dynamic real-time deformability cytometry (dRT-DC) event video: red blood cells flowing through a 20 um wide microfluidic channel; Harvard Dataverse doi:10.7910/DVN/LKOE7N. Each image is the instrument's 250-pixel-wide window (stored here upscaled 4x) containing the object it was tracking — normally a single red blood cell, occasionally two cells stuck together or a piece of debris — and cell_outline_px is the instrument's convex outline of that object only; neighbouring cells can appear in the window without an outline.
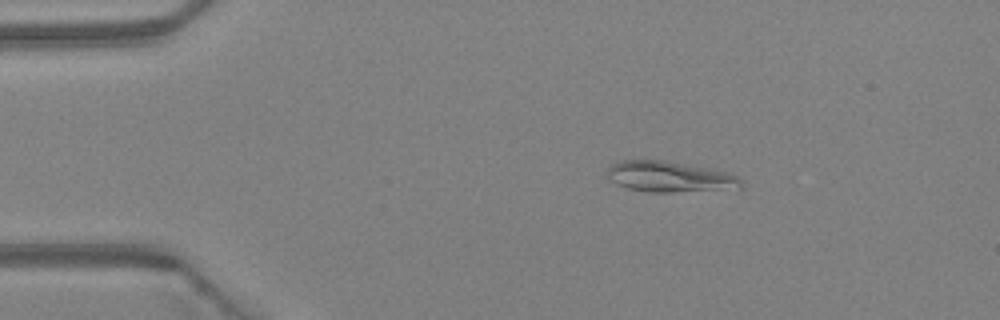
{"species": "Egyptian fruit bat (a non-hibernating species)", "species_latin": "Rousettus aegyptiacus", "temperature_condition": "warm", "stored_images_in_passage": 46, "camera_frame_rate_fps": 3000, "um_per_image_px": 0.085, "animal": {"sex": "female"}, "frame": {"image": 1, "passage_image": 7, "time_ms": 2.0, "image_size_px": [1000, 320], "cell_outline_px": [[740, 188], [672, 192], [648, 192], [628, 188], [616, 184], [608, 180], [604, 176], [608, 168], [612, 164], [620, 160], [668, 160], [728, 172], [736, 176], [740, 180]], "centroid_in_image_um": [56.83, 15.01], "position_along_channel_um": 28.2, "area_um2": 24.1}}
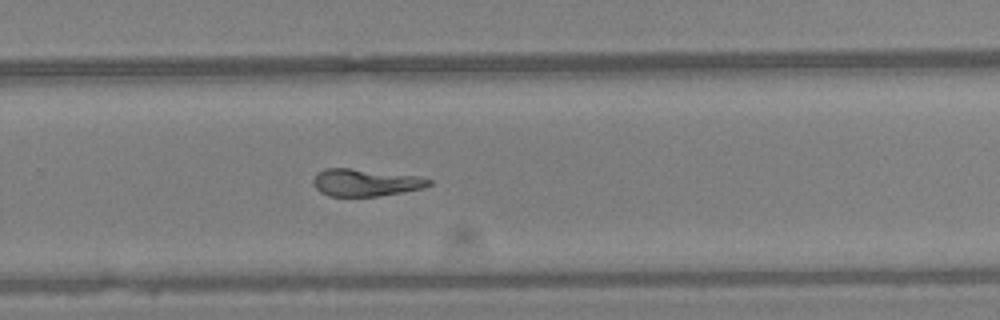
{"frame": {"image": 2, "passage_image": 30, "time_ms": 9.667, "image_size_px": [1000, 320], "cell_outline_px": [[432, 184], [424, 188], [376, 196], [328, 196], [320, 192], [316, 188], [312, 180], [324, 168], [348, 168], [420, 176], [432, 180]], "centroid_in_image_um": [31.08, 15.51], "position_along_channel_um": 298.7, "area_um2": 18.21}}
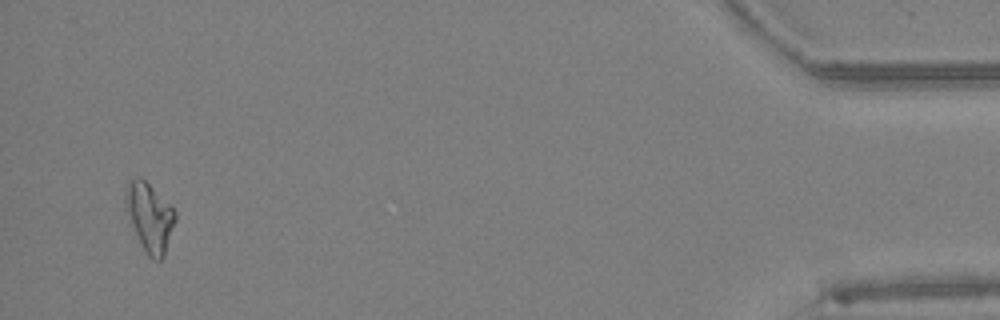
{"frame": {"image": 3, "passage_image": 44, "time_ms": 14.333, "image_size_px": [1000, 320], "cell_outline_px": [[176, 220], [164, 256], [160, 260], [152, 260], [148, 256], [132, 224], [124, 200], [128, 180], [136, 176], [140, 176], [176, 212]], "centroid_in_image_um": [12.73, 18.45], "position_along_channel_um": 422.5, "area_um2": 19.25}, "authors_computed_cell_mechanics": {"area_um2": 19.1607, "velocity_mm_per_s": 4.3635, "shape_relaxation_time_tau1_ms": null, "shape_relaxation_time_tau2_ms": 3.3001, "deformation_change_tau1": null, "deformation_change_tau2": 0.0935}}